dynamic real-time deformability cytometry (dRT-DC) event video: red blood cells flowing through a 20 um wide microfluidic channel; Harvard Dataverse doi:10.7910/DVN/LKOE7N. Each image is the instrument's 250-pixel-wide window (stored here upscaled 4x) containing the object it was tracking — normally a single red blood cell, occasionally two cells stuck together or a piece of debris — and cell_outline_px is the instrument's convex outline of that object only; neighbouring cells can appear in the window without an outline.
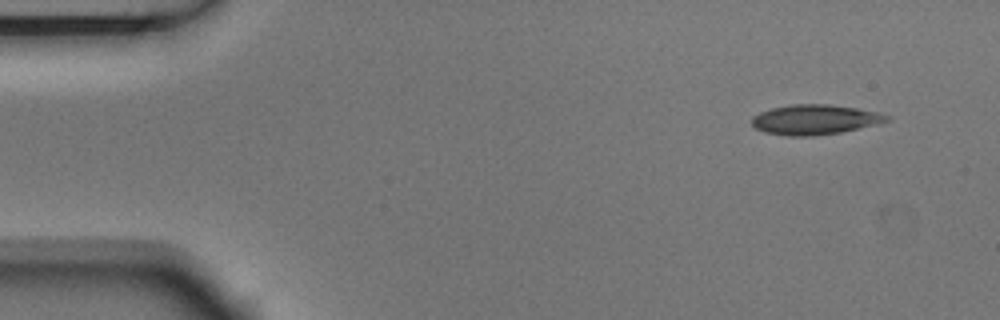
{"species": "Egyptian fruit bat (a non-hibernating species)", "species_latin": "Rousettus aegyptiacus", "temperature_condition": "room temperature", "stored_images_in_passage": 5, "camera_frame_rate_fps": 3000, "um_per_image_px": 0.085, "animal": {"sex": "male"}, "frame": {"image": 1, "passage_image": 1, "time_ms": 0.0, "image_size_px": [1000, 320], "cell_outline_px": [[892, 120], [880, 124], [840, 132], [812, 136], [788, 136], [764, 132], [756, 128], [752, 124], [752, 116], [760, 112], [772, 108], [792, 104], [828, 104], [856, 108], [880, 112], [892, 116]], "centroid_in_image_um": [69.32, 10.16], "position_along_channel_um": 15.7, "area_um2": 23.76}}
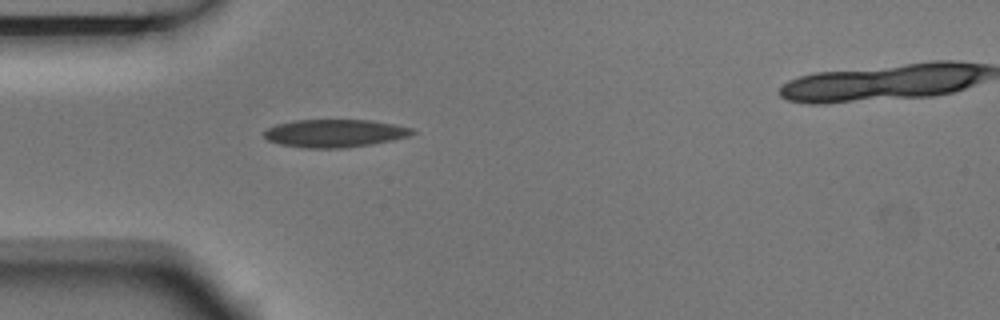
{"frame": {"image": 2, "passage_image": 4, "time_ms": 1.0, "image_size_px": [1000, 320], "cell_outline_px": [[416, 132], [408, 136], [392, 140], [372, 144], [340, 148], [304, 148], [280, 144], [268, 140], [260, 132], [276, 124], [296, 120], [372, 120], [412, 128]], "centroid_in_image_um": [28.41, 11.32], "position_along_channel_um": 56.6, "area_um2": 24.04}}